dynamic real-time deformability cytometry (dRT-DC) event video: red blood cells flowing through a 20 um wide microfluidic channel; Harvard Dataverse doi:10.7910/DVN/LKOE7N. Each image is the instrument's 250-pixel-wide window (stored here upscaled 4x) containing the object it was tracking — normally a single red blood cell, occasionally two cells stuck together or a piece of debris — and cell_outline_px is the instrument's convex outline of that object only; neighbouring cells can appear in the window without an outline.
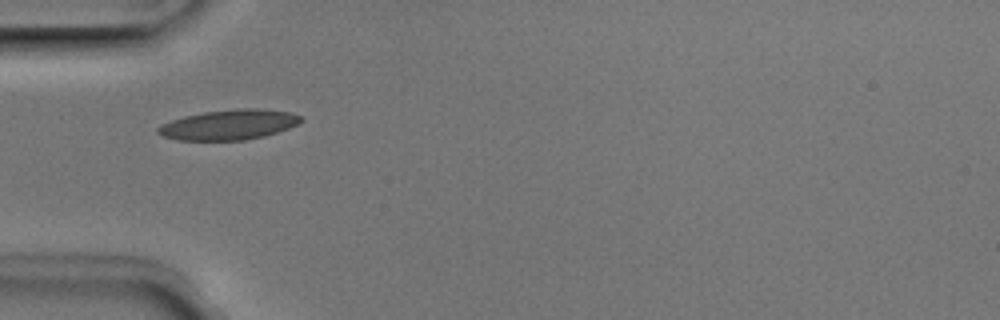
{"species": "Egyptian fruit bat (a non-hibernating species)", "species_latin": "Rousettus aegyptiacus", "temperature_condition": "room temperature", "stored_images_in_passage": 7, "camera_frame_rate_fps": 3000, "um_per_image_px": 0.085, "animal": {"sex": "male"}, "frame": {"image": 1, "passage_image": 4, "time_ms": 1.0, "image_size_px": [1000, 320], "cell_outline_px": [[304, 120], [300, 124], [264, 136], [244, 140], [176, 140], [164, 136], [156, 132], [156, 128], [160, 124], [184, 116], [204, 112], [240, 108], [260, 108], [292, 112], [300, 116]], "centroid_in_image_um": [19.48, 10.59], "position_along_channel_um": 65.5, "area_um2": 25.2}}
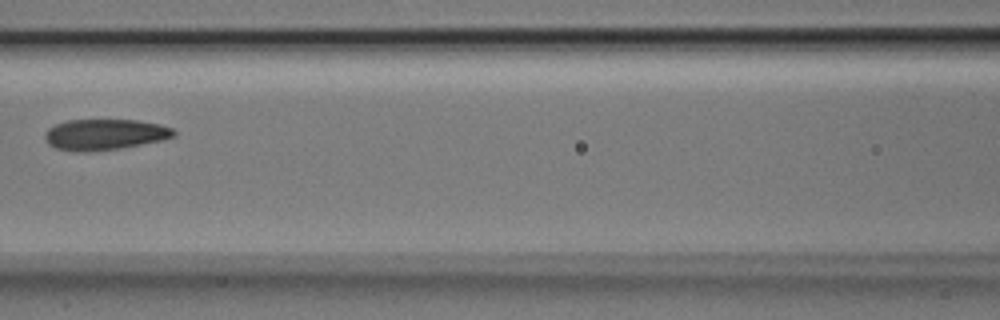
{"frame": {"image": 2, "passage_image": 6, "time_ms": 1.667, "image_size_px": [1000, 320], "cell_outline_px": [[176, 136], [160, 140], [120, 148], [88, 152], [72, 152], [56, 148], [48, 144], [44, 136], [44, 132], [48, 128], [56, 124], [68, 120], [136, 120], [160, 124], [172, 128], [176, 132]], "centroid_in_image_um": [8.87, 11.43], "position_along_channel_um": 157.7, "area_um2": 23.24}}
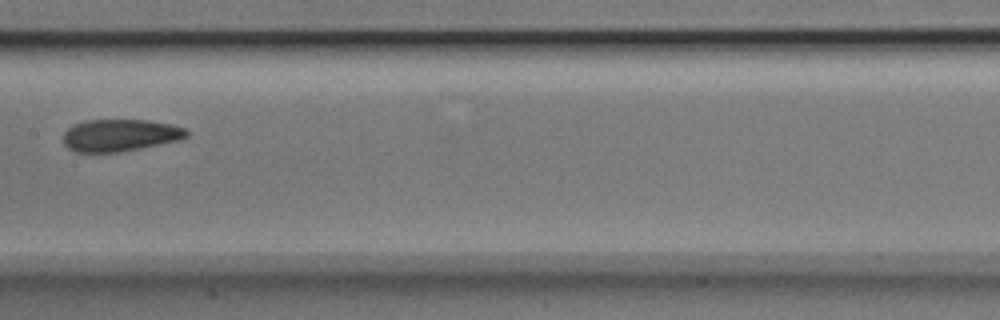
{"frame": {"image": 3, "passage_image": 7, "time_ms": 2.0, "image_size_px": [1000, 320], "cell_outline_px": [[188, 136], [180, 140], [120, 152], [76, 152], [68, 148], [64, 144], [64, 132], [68, 128], [76, 124], [88, 120], [148, 120], [172, 124], [184, 128], [188, 132]], "centroid_in_image_um": [10.22, 11.5], "position_along_channel_um": 197.2, "area_um2": 23.0}}